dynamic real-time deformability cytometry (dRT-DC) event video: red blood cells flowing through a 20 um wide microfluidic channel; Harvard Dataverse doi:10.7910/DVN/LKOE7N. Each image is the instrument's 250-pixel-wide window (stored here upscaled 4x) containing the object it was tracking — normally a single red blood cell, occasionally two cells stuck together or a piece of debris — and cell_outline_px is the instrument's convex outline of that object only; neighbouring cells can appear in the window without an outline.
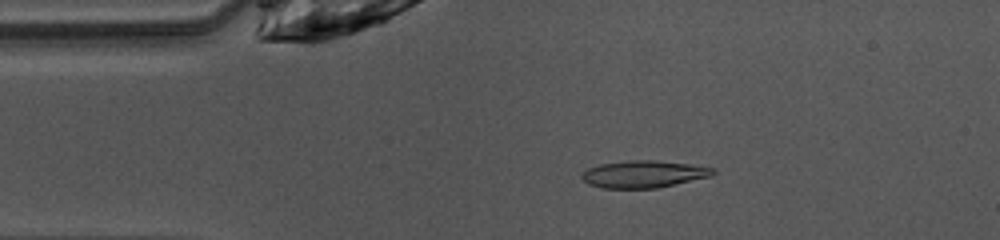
{"species": "common noctule bat (a hibernating species)", "species_latin": "Nyctalus noctula", "temperature_condition": "warm", "stored_images_in_passage": 47, "camera_frame_rate_fps": 3000, "um_per_image_px": 0.085, "animal": {"sex": "female", "body_mass_g": 10.0, "forearm_length_mm": 53.1}, "frame": {"image": 1, "passage_image": 8, "time_ms": 2.333, "image_size_px": [1000, 240], "cell_outline_px": [[716, 172], [712, 176], [656, 188], [600, 188], [588, 184], [580, 176], [588, 168], [600, 164], [628, 160], [656, 160], [688, 164], [716, 168]], "centroid_in_image_um": [54.71, 14.8], "position_along_channel_um": 30.3, "area_um2": 20.75}}
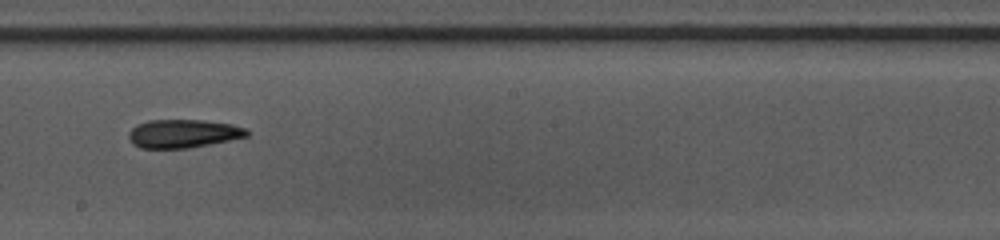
{"frame": {"image": 2, "passage_image": 25, "time_ms": 8.0, "image_size_px": [1000, 240], "cell_outline_px": [[248, 136], [188, 148], [140, 148], [132, 144], [128, 136], [128, 132], [136, 124], [148, 120], [200, 120], [232, 124], [244, 128], [248, 132]], "centroid_in_image_um": [15.51, 11.35], "position_along_channel_um": 232.7, "area_um2": 19.42}}
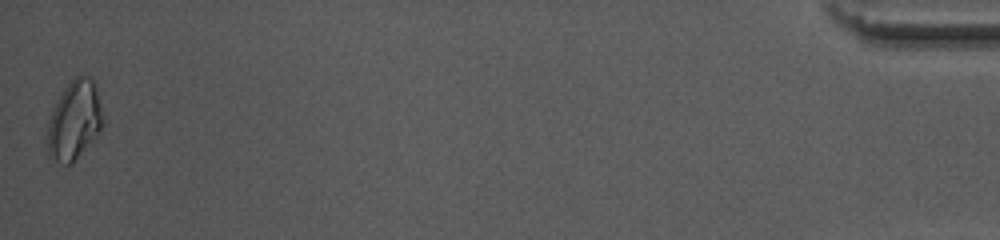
{"frame": {"image": 3, "passage_image": 47, "time_ms": 15.333, "image_size_px": [1000, 240], "cell_outline_px": [[104, 124], [100, 132], [72, 164], [60, 164], [48, 156], [48, 120], [64, 88], [76, 76], [92, 76], [96, 84], [104, 116]], "centroid_in_image_um": [6.36, 10.23], "position_along_channel_um": 428.8, "area_um2": 25.72}, "authors_computed_cell_mechanics": {"area_um2": 19.9988, "velocity_mm_per_s": 4.0788, "shape_relaxation_time_tau1_ms": 10.3358, "shape_relaxation_time_tau2_ms": 4.8082, "deformation_change_tau1": 0.2546, "deformation_change_tau2": 0.1457}}